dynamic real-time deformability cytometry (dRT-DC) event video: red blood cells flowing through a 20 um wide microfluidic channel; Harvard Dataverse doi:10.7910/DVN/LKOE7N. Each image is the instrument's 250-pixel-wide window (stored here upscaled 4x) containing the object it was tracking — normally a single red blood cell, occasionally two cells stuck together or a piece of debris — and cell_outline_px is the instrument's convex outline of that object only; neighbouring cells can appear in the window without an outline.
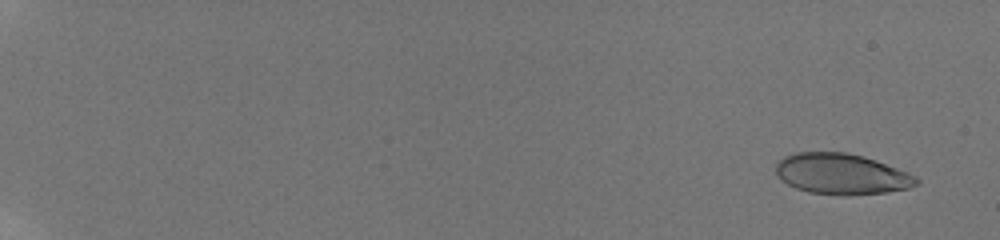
{"species": "human", "species_latin": "Homo sapiens", "temperature_condition": "room temperature", "stored_images_in_passage": 22, "camera_frame_rate_fps": 3000, "um_per_image_px": 0.085, "donor": {"sex": "male"}, "frame": {"image": 1, "passage_image": 4, "time_ms": 1.0, "image_size_px": [1000, 240], "cell_outline_px": [[920, 184], [908, 188], [884, 192], [848, 196], [808, 192], [796, 188], [780, 180], [776, 176], [776, 164], [784, 156], [800, 152], [844, 152], [864, 156], [876, 160], [916, 176], [920, 180]], "centroid_in_image_um": [71.52, 14.79], "position_along_channel_um": 13.5, "area_um2": 33.47}}
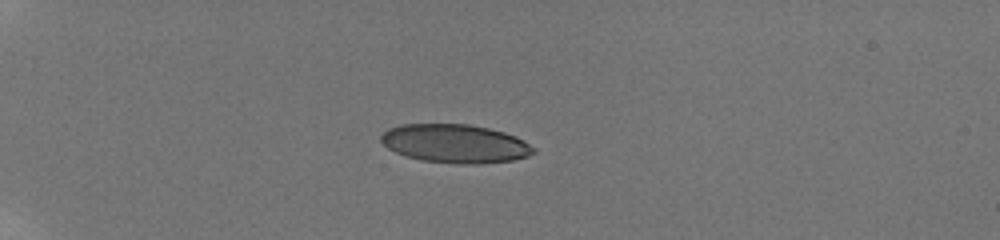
{"frame": {"image": 2, "passage_image": 18, "time_ms": 6.0, "image_size_px": [1000, 240], "cell_outline_px": [[536, 152], [528, 156], [512, 160], [476, 164], [456, 164], [424, 160], [404, 156], [388, 148], [380, 140], [380, 136], [388, 128], [400, 124], [468, 124], [488, 128], [504, 132], [516, 136], [524, 140], [536, 148]], "centroid_in_image_um": [38.7, 12.2], "position_along_channel_um": 46.3, "area_um2": 34.39}}